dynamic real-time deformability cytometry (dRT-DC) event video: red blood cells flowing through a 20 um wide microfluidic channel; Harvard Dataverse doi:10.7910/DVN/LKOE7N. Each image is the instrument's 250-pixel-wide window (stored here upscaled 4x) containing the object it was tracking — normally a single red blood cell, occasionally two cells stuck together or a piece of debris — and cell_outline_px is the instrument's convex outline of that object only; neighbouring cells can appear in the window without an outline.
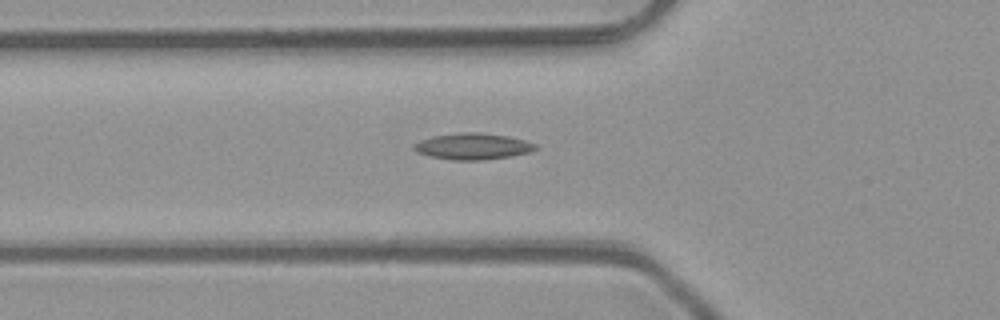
{"species": "common noctule bat (a hibernating species)", "species_latin": "Nyctalus noctula", "temperature_condition": "room temperature", "stored_images_in_passage": 34, "camera_frame_rate_fps": 3000, "um_per_image_px": 0.085, "animal": {"sex": "male", "body_mass_g": 23.1, "forearm_length_mm": 52.7}, "frame": {"image": 1, "passage_image": 2, "time_ms": 0.333, "image_size_px": [1000, 320], "cell_outline_px": [[536, 148], [528, 152], [512, 156], [480, 160], [452, 160], [432, 156], [416, 152], [412, 148], [412, 144], [420, 140], [432, 136], [460, 132], [476, 132], [508, 136], [524, 140], [536, 144]], "centroid_in_image_um": [40.14, 12.43], "position_along_channel_um": 85.7, "area_um2": 18.55}}
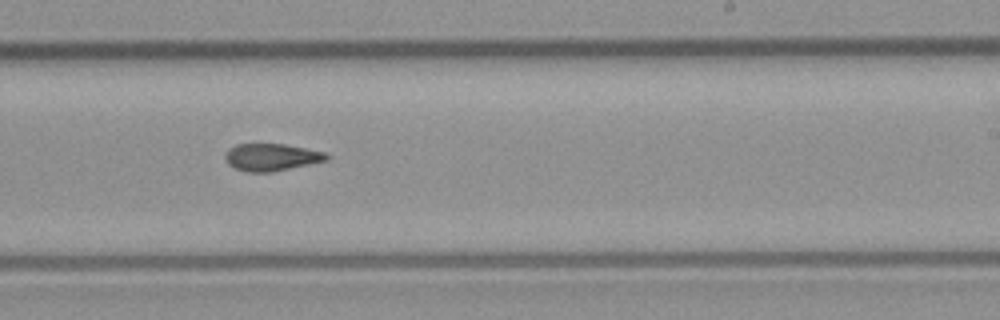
{"frame": {"image": 2, "passage_image": 15, "time_ms": 4.667, "image_size_px": [1000, 320], "cell_outline_px": [[328, 160], [272, 172], [248, 172], [236, 168], [228, 164], [224, 156], [228, 148], [236, 144], [284, 144], [324, 152], [328, 156]], "centroid_in_image_um": [23.04, 13.36], "position_along_channel_um": 266.0, "area_um2": 15.95}}
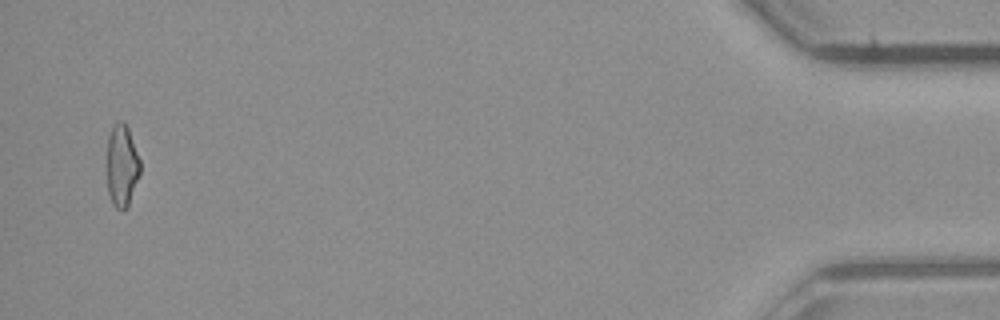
{"frame": {"image": 3, "passage_image": 33, "time_ms": 10.667, "image_size_px": [1000, 320], "cell_outline_px": [[140, 172], [128, 208], [116, 208], [112, 204], [108, 192], [108, 136], [112, 128], [120, 120], [124, 120], [128, 128], [140, 160]], "centroid_in_image_um": [10.37, 14.09], "position_along_channel_um": 424.8, "area_um2": 15.66}, "authors_computed_cell_mechanics": {"area_um2": 16.2707, "velocity_mm_per_s": 4.1314, "shape_relaxation_time_tau1_ms": null, "shape_relaxation_time_tau2_ms": 5.2999, "deformation_change_tau1": null, "deformation_change_tau2": 0.1525}}